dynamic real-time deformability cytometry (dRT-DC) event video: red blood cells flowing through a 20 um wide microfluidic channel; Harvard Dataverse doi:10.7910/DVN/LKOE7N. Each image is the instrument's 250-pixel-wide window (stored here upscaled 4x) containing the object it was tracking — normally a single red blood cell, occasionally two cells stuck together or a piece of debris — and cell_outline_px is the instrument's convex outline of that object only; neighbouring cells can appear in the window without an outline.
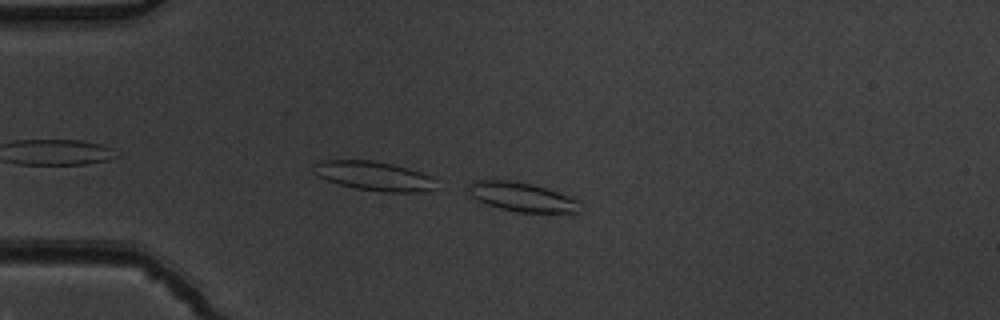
{"species": "common noctule bat (a hibernating species)", "species_latin": "Nyctalus noctula", "temperature_condition": "warm", "stored_images_in_passage": 3, "camera_frame_rate_fps": 3000, "um_per_image_px": 0.085, "animal": {"sex": "male", "body_mass_g": 19.5, "forearm_length_mm": 54.6}, "frame": {"image": 1, "passage_image": 3, "time_ms": 0.667, "image_size_px": [1000, 320], "cell_outline_px": [[576, 212], [516, 212], [500, 208], [476, 200], [468, 192], [468, 184], [472, 180], [508, 180], [532, 184], [548, 188], [568, 196], [576, 200]], "centroid_in_image_um": [44.25, 16.72], "position_along_channel_um": 40.8, "area_um2": 18.55}}